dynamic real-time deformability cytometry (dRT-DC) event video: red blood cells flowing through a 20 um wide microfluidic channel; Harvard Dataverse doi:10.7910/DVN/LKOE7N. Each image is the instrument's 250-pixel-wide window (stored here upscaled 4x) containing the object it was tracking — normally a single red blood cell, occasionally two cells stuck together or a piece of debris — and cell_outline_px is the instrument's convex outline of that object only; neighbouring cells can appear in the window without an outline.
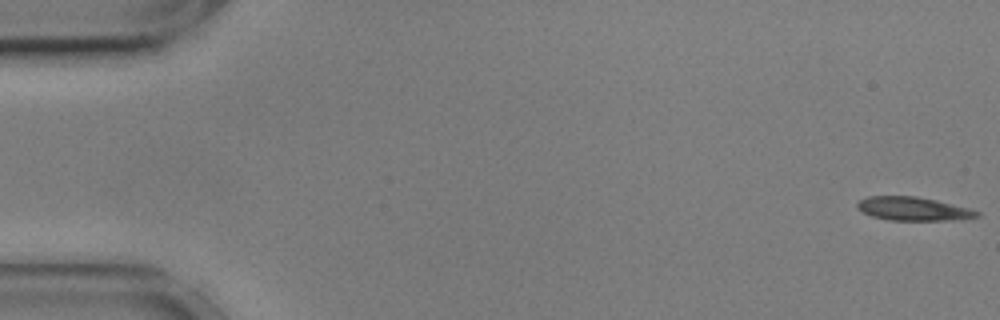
{"species": "common noctule bat (a hibernating species)", "species_latin": "Nyctalus noctula", "temperature_condition": "cold", "stored_images_in_passage": 55, "camera_frame_rate_fps": 3000, "um_per_image_px": 0.085, "animal": {"sex": "male", "body_mass_g": 17.9, "forearm_length_mm": 54.2}, "frame": {"image": 1, "passage_image": 1, "time_ms": 0.0, "image_size_px": [1000, 320], "cell_outline_px": [[980, 216], [960, 220], [888, 220], [872, 216], [860, 212], [856, 208], [856, 204], [860, 200], [868, 196], [916, 196], [936, 200], [972, 208], [980, 212]], "centroid_in_image_um": [77.64, 17.75], "position_along_channel_um": 7.4, "area_um2": 16.7}}
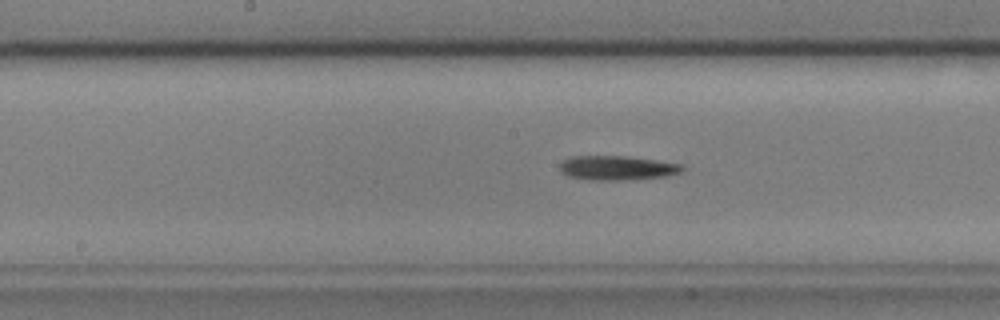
{"frame": {"image": 2, "passage_image": 28, "time_ms": 9.0, "image_size_px": [1000, 320], "cell_outline_px": [[684, 168], [680, 172], [664, 176], [620, 180], [588, 180], [568, 176], [560, 172], [560, 164], [564, 160], [572, 156], [624, 156], [656, 160], [684, 164]], "centroid_in_image_um": [52.43, 14.27], "position_along_channel_um": 195.8, "area_um2": 17.28}}
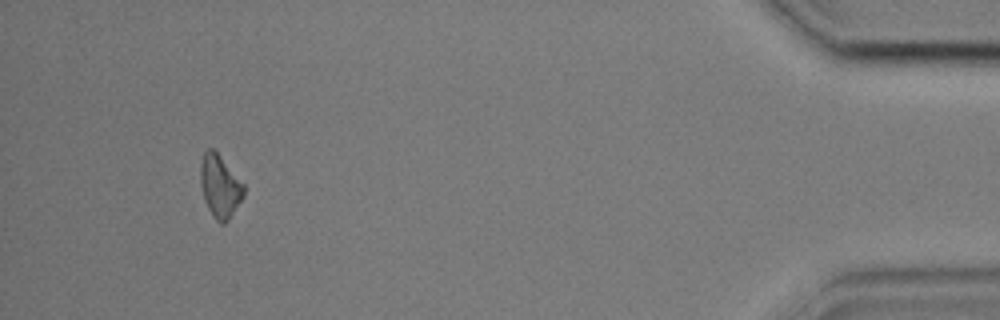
{"frame": {"image": 3, "passage_image": 52, "time_ms": 17.0, "image_size_px": [1000, 320], "cell_outline_px": [[244, 196], [228, 220], [224, 224], [220, 224], [216, 220], [208, 208], [200, 184], [200, 164], [204, 152], [208, 148], [212, 148], [220, 156], [244, 184]], "centroid_in_image_um": [18.69, 15.83], "position_along_channel_um": 416.5, "area_um2": 15.61}, "authors_computed_cell_mechanics": {"area_um2": 16.6464, "velocity_mm_per_s": 3.603, "shape_relaxation_time_tau1_ms": 6.0002, "shape_relaxation_time_tau2_ms": null, "deformation_change_tau1": 0.159, "deformation_change_tau2": null}}